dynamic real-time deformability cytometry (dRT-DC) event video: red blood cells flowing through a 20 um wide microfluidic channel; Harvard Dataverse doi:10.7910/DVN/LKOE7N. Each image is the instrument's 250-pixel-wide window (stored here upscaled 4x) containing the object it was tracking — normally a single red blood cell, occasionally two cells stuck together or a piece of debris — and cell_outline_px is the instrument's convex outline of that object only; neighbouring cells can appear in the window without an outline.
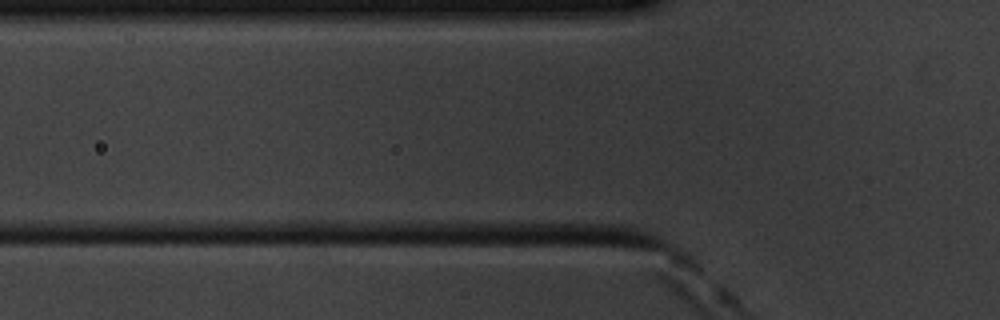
{"species": "common noctule bat (a hibernating species)", "species_latin": "Nyctalus noctula", "temperature_condition": "cold", "stored_images_in_passage": 2, "camera_frame_rate_fps": 3000, "um_per_image_px": 0.085, "animal": {"sex": "male", "body_mass_g": 20.1, "forearm_length_mm": 53.5}, "frame": {"image": 1, "passage_image": 2, "time_ms": 0.333, "image_size_px": [1000, 320], "cell_outline_px": [[744, 292], [728, 292], [720, 284], [688, 244], [680, 232], [712, 236], [736, 260], [740, 272], [744, 288]], "centroid_in_image_um": [60.92, 22.18], "position_along_channel_um": 64.9, "area_um2": 12.31}}